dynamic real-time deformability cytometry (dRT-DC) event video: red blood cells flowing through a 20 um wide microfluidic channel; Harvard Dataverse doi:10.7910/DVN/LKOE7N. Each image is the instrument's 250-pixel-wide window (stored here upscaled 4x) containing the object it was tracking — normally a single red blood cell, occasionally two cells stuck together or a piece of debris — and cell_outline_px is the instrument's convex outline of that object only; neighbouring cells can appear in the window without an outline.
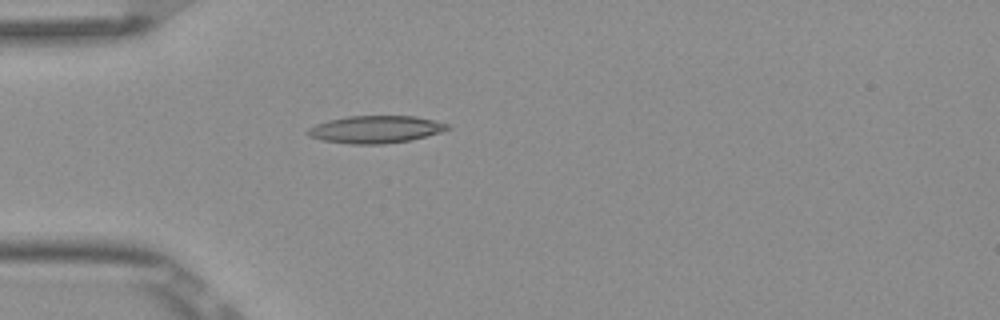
{"species": "Egyptian fruit bat (a non-hibernating species)", "species_latin": "Rousettus aegyptiacus", "temperature_condition": "room temperature", "stored_images_in_passage": 5, "camera_frame_rate_fps": 3000, "um_per_image_px": 0.085, "frame": {"image": 1, "passage_image": 5, "time_ms": 1.333, "image_size_px": [1000, 320], "cell_outline_px": [[452, 128], [440, 132], [412, 140], [384, 144], [348, 144], [320, 140], [308, 136], [304, 132], [308, 128], [316, 124], [328, 120], [348, 116], [416, 116], [448, 124]], "centroid_in_image_um": [31.88, 11.0], "position_along_channel_um": 53.1, "area_um2": 22.48}}